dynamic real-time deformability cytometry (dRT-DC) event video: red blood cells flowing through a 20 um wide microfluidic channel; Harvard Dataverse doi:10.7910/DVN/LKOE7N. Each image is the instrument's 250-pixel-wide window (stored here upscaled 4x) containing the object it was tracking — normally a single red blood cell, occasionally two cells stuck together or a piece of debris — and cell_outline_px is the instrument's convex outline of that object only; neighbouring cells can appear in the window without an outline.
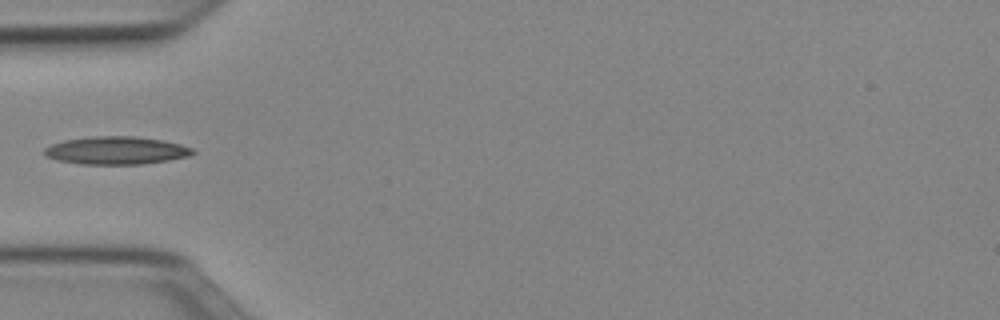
{"species": "Egyptian fruit bat (a non-hibernating species)", "species_latin": "Rousettus aegyptiacus", "temperature_condition": "cold", "stored_images_in_passage": 8, "camera_frame_rate_fps": 3000, "um_per_image_px": 0.085, "animal": {"sex": "female"}, "frame": {"image": 1, "passage_image": 1, "time_ms": 0.0, "image_size_px": [1000, 320], "cell_outline_px": [[196, 152], [192, 156], [168, 160], [140, 164], [80, 164], [56, 160], [48, 156], [44, 152], [44, 148], [52, 144], [64, 140], [92, 136], [136, 136], [160, 140], [180, 144], [192, 148]], "centroid_in_image_um": [9.9, 12.79], "position_along_channel_um": 75.1, "area_um2": 24.04}}